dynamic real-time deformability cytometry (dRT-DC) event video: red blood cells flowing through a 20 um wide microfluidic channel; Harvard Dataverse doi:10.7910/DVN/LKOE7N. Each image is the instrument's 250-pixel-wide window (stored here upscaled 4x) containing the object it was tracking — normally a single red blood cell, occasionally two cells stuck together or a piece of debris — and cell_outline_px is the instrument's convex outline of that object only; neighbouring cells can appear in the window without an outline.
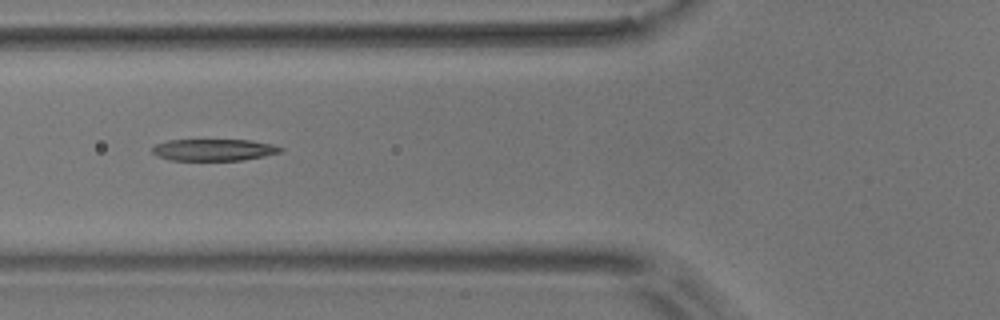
{"species": "common noctule bat (a hibernating species)", "species_latin": "Nyctalus noctula", "temperature_condition": "room temperature", "stored_images_in_passage": 6, "camera_frame_rate_fps": 3000, "um_per_image_px": 0.085, "animal": {"sex": "male", "body_mass_g": 17.9}, "frame": {"image": 1, "passage_image": 4, "time_ms": 3.667, "image_size_px": [1000, 320], "cell_outline_px": [[284, 152], [244, 160], [168, 160], [156, 156], [152, 152], [152, 148], [156, 144], [168, 140], [252, 140], [272, 144], [284, 148]], "centroid_in_image_um": [18.2, 12.74], "position_along_channel_um": 107.6, "area_um2": 16.42}}
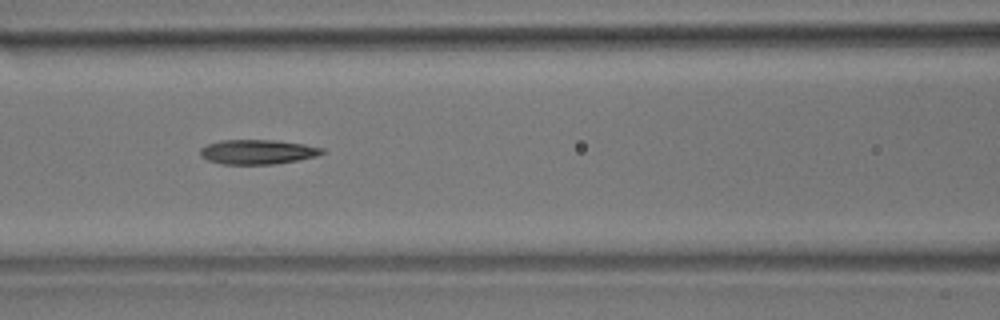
{"frame": {"image": 2, "passage_image": 5, "time_ms": 4.667, "image_size_px": [1000, 320], "cell_outline_px": [[328, 152], [316, 156], [276, 164], [224, 164], [208, 160], [200, 156], [200, 148], [208, 144], [220, 140], [276, 140], [304, 144], [324, 148]], "centroid_in_image_um": [21.92, 12.9], "position_along_channel_um": 144.7, "area_um2": 17.51}}